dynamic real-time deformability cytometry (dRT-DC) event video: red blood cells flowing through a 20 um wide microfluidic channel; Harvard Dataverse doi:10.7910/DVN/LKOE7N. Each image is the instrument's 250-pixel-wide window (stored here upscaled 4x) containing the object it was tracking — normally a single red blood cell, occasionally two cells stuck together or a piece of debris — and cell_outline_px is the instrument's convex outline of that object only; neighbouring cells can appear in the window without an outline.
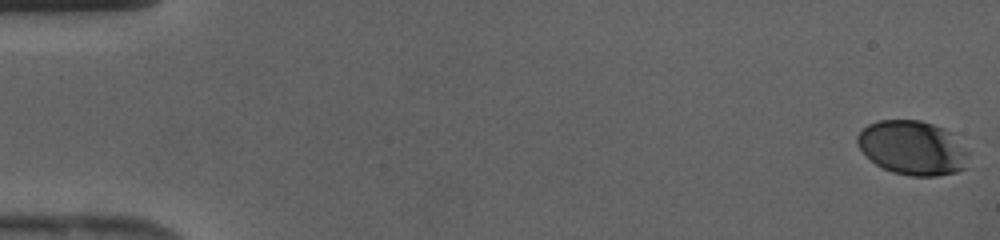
{"species": "human", "species_latin": "Homo sapiens", "temperature_condition": "cold", "stored_images_in_passage": 43, "camera_frame_rate_fps": 3000, "um_per_image_px": 0.085, "donor": {"sex": "female"}, "frame": {"image": 1, "passage_image": 1, "time_ms": 0.0, "image_size_px": [1000, 240], "cell_outline_px": [[968, 168], [956, 172], [936, 176], [912, 176], [892, 172], [876, 164], [860, 148], [856, 140], [856, 136], [868, 124], [880, 120], [920, 120], [944, 128], [952, 132], [968, 152]], "centroid_in_image_um": [77.61, 12.57], "position_along_channel_um": 7.4, "area_um2": 35.2}}
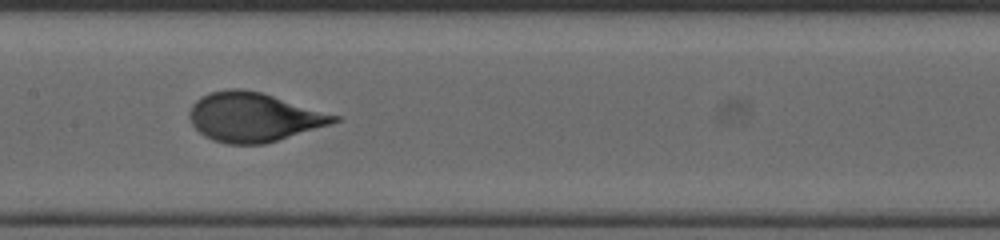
{"frame": {"image": 2, "passage_image": 22, "time_ms": 7.0, "image_size_px": [1000, 240], "cell_outline_px": [[344, 116], [340, 120], [332, 124], [264, 144], [228, 144], [212, 140], [204, 136], [192, 124], [188, 116], [188, 112], [192, 104], [200, 96], [212, 92], [228, 88], [240, 88], [260, 92]], "centroid_in_image_um": [21.58, 9.95], "position_along_channel_um": 185.8, "area_um2": 41.67}}
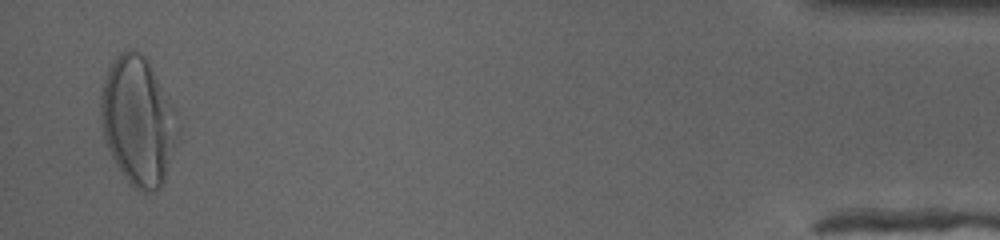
{"frame": {"image": 3, "passage_image": 42, "time_ms": 13.667, "image_size_px": [1000, 240], "cell_outline_px": [[172, 144], [164, 180], [160, 188], [152, 192], [140, 192], [124, 176], [116, 164], [108, 148], [104, 136], [100, 120], [100, 96], [104, 80], [116, 56], [120, 52], [128, 48], [132, 48], [140, 52], [148, 60], [156, 80], [160, 92]], "centroid_in_image_um": [11.52, 10.3], "position_along_channel_um": 423.7, "area_um2": 53.06}}